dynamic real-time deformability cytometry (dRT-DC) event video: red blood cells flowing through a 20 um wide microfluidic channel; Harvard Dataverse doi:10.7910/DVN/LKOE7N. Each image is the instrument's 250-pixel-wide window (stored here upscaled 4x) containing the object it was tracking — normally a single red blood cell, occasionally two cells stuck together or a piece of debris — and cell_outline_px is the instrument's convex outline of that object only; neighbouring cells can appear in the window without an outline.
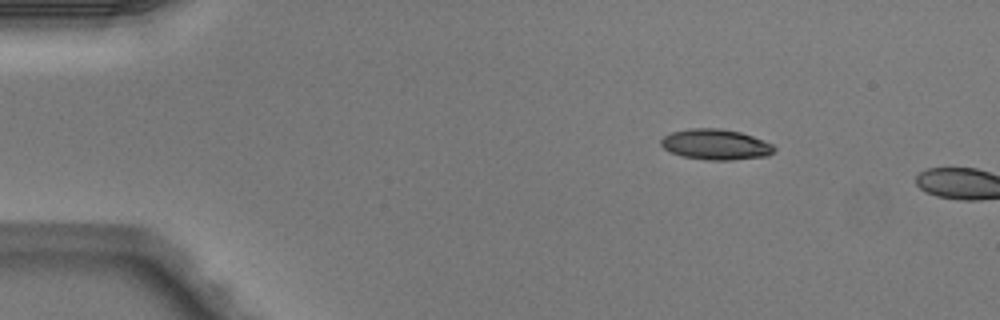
{"species": "Egyptian fruit bat (a non-hibernating species)", "species_latin": "Rousettus aegyptiacus", "temperature_condition": "warm", "stored_images_in_passage": 2, "camera_frame_rate_fps": 3000, "um_per_image_px": 0.085, "animal": {"sex": "male"}, "frame": {"image": 1, "passage_image": 1, "time_ms": 0.0, "image_size_px": [1000, 320], "cell_outline_px": [[776, 148], [768, 156], [732, 160], [704, 160], [680, 156], [668, 152], [660, 144], [660, 140], [664, 136], [672, 132], [692, 128], [720, 128], [740, 132], [752, 136], [772, 144]], "centroid_in_image_um": [60.8, 12.29], "position_along_channel_um": 24.2, "area_um2": 20.29}}